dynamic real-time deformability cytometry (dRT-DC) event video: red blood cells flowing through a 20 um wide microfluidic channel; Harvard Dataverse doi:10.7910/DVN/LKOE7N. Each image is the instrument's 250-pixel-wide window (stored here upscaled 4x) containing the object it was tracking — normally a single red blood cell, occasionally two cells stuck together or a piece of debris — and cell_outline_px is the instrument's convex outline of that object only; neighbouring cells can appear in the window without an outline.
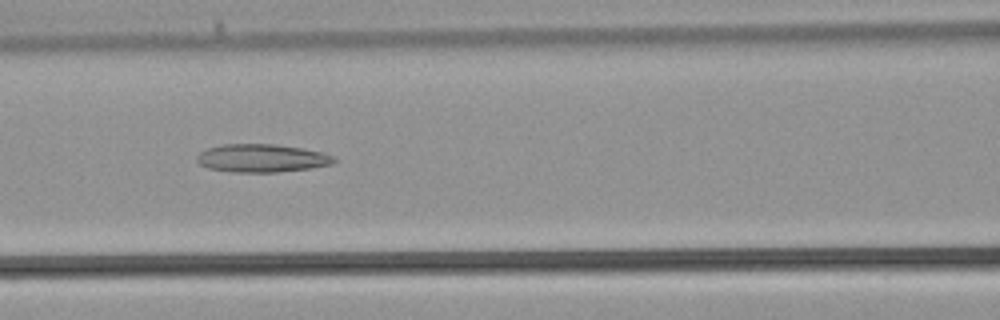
{"species": "common noctule bat (a hibernating species)", "species_latin": "Nyctalus noctula", "temperature_condition": "warm", "stored_images_in_passage": 38, "camera_frame_rate_fps": 3000, "um_per_image_px": 0.085, "animal": {"sex": "male", "body_mass_g": 21.5, "forearm_length_mm": 52.0}, "frame": {"image": 1, "passage_image": 16, "time_ms": 5.0, "image_size_px": [1000, 320], "cell_outline_px": [[336, 160], [332, 164], [312, 168], [276, 172], [232, 172], [208, 168], [200, 164], [196, 160], [196, 156], [200, 152], [208, 148], [220, 144], [272, 144], [300, 148], [324, 152], [332, 156]], "centroid_in_image_um": [22.23, 13.44], "position_along_channel_um": 144.4, "area_um2": 22.43}}
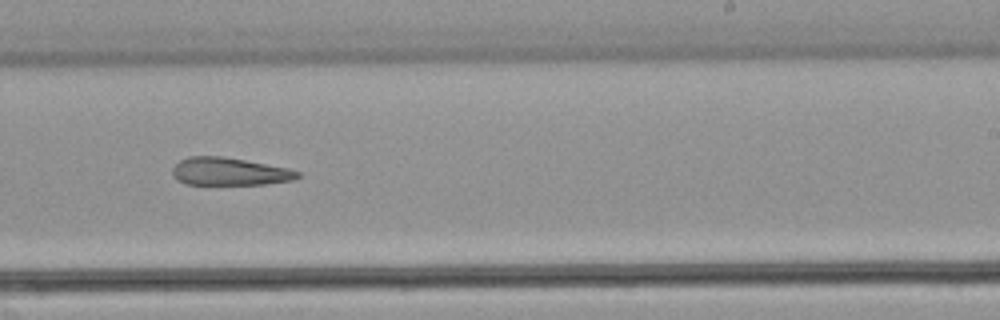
{"frame": {"image": 2, "passage_image": 23, "time_ms": 7.333, "image_size_px": [1000, 320], "cell_outline_px": [[300, 176], [292, 180], [264, 184], [188, 184], [176, 180], [172, 172], [172, 168], [180, 160], [188, 156], [220, 156], [244, 160], [288, 168], [300, 172]], "centroid_in_image_um": [19.48, 14.58], "position_along_channel_um": 269.5, "area_um2": 20.06}}
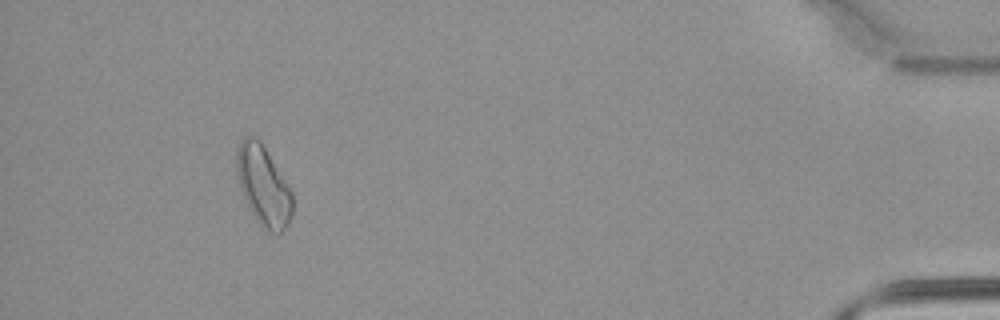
{"frame": {"image": 3, "passage_image": 35, "time_ms": 11.333, "image_size_px": [1000, 320], "cell_outline_px": [[292, 216], [288, 228], [280, 232], [272, 232], [264, 228], [256, 220], [244, 196], [240, 184], [236, 168], [236, 152], [240, 140], [244, 136], [252, 136], [260, 140], [292, 192]], "centroid_in_image_um": [22.39, 15.78], "position_along_channel_um": 412.8, "area_um2": 25.55}}